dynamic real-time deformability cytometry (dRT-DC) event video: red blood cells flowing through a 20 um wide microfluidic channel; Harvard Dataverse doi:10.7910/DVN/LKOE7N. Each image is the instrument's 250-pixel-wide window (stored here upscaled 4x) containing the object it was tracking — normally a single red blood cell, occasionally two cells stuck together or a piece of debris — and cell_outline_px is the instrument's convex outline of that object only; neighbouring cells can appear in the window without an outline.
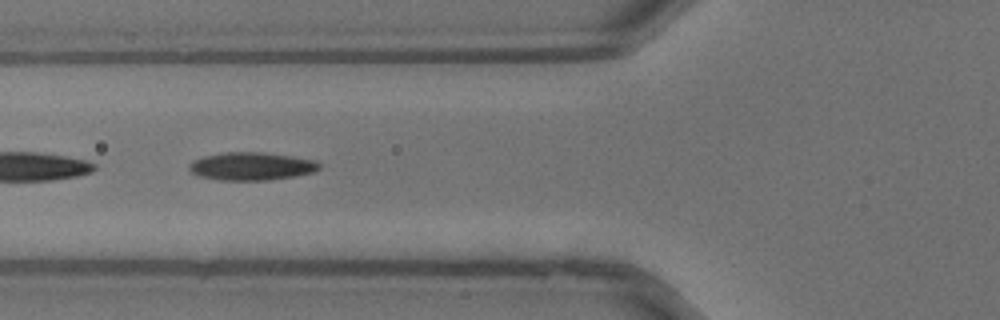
{"species": "common noctule bat (a hibernating species)", "species_latin": "Nyctalus noctula", "temperature_condition": "warm", "stored_images_in_passage": 35, "segment_of_instrument_passage": [2, 2], "camera_frame_rate_fps": 3000, "um_per_image_px": 0.085, "animal": {"sex": "male", "body_mass_g": 13.3}, "frame": {"image": 1, "passage_image": 13, "time_ms": 4.0, "image_size_px": [1000, 320], "cell_outline_px": [[320, 168], [316, 172], [296, 176], [268, 180], [220, 180], [196, 176], [188, 168], [188, 164], [192, 160], [204, 156], [224, 152], [264, 152], [292, 156], [316, 160], [320, 164]], "centroid_in_image_um": [21.37, 14.13], "position_along_channel_um": 104.4, "area_um2": 21.5}}
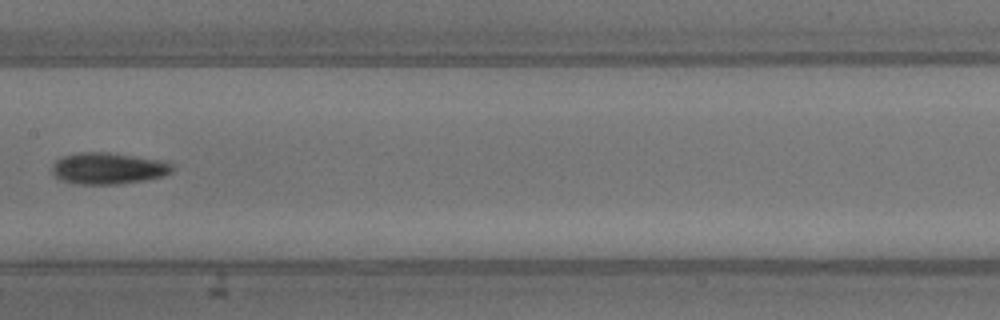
{"frame": {"image": 2, "passage_image": 18, "time_ms": 5.667, "image_size_px": [1000, 320], "cell_outline_px": [[172, 172], [160, 176], [144, 180], [116, 184], [72, 184], [60, 180], [52, 172], [52, 168], [56, 160], [64, 156], [80, 152], [108, 152], [168, 160], [172, 164]], "centroid_in_image_um": [9.21, 14.3], "position_along_channel_um": 198.2, "area_um2": 22.2}}
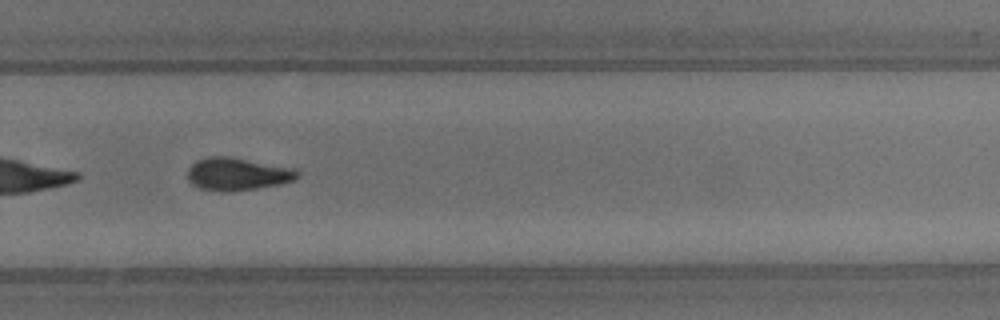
{"frame": {"image": 3, "passage_image": 24, "time_ms": 7.667, "image_size_px": [1000, 320], "cell_outline_px": [[300, 176], [296, 180], [280, 184], [256, 188], [228, 192], [224, 192], [200, 188], [192, 184], [188, 180], [188, 168], [196, 160], [208, 156], [232, 156], [296, 168], [300, 172]], "centroid_in_image_um": [20.22, 14.77], "position_along_channel_um": 309.6, "area_um2": 21.33}}